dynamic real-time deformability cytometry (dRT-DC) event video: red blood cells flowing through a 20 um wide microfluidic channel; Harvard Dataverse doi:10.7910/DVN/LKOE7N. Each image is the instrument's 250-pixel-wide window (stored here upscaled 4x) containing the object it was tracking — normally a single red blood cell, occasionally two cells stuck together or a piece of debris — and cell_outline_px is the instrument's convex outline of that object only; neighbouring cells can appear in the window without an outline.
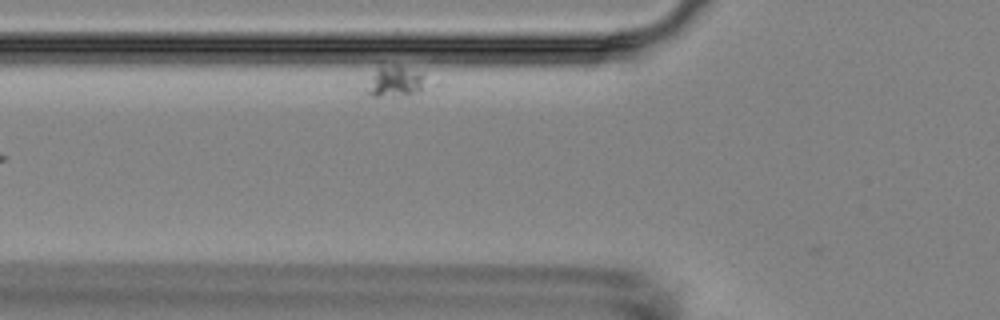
{"species": "Egyptian fruit bat (a non-hibernating species)", "species_latin": "Rousettus aegyptiacus", "temperature_condition": "room temperature", "stored_images_in_passage": 8, "camera_frame_rate_fps": 3000, "um_per_image_px": 0.085, "animal": {"sex": "female"}, "frame": {"image": 1, "passage_image": 5, "time_ms": 5.667, "image_size_px": [1000, 320], "cell_outline_px": [[424, 76], [420, 92], [408, 96], [360, 96], [364, 88], [376, 68], [396, 64], [424, 72]], "centroid_in_image_um": [33.49, 6.96], "position_along_channel_um": 92.3, "area_um2": 11.16}}
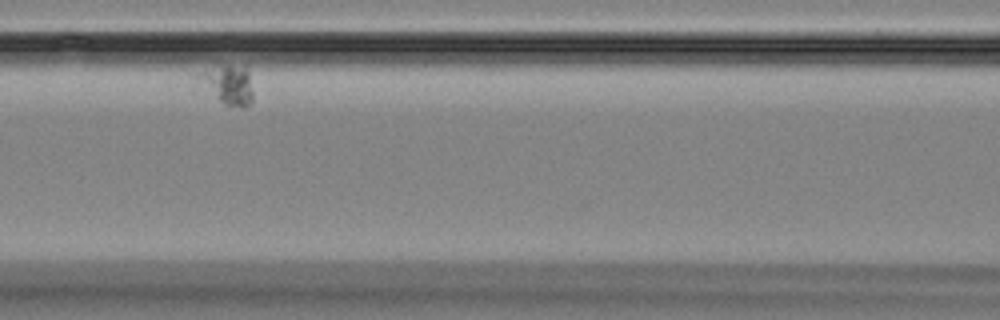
{"frame": {"image": 2, "passage_image": 7, "time_ms": 8.0, "image_size_px": [1000, 320], "cell_outline_px": [[252, 100], [244, 108], [224, 108], [192, 88], [196, 72], [220, 64], [244, 64], [248, 72], [252, 92]], "centroid_in_image_um": [19.14, 7.24], "position_along_channel_um": 147.5, "area_um2": 14.74}}